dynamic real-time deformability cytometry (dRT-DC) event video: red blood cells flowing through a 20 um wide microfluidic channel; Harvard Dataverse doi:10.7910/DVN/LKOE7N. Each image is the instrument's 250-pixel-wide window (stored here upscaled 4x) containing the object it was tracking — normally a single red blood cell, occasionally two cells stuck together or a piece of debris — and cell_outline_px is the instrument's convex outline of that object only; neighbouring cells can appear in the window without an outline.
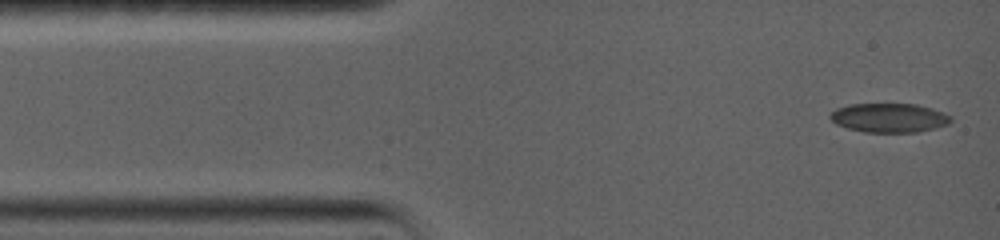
{"species": "common noctule bat (a hibernating species)", "species_latin": "Nyctalus noctula", "temperature_condition": "warm", "stored_images_in_passage": 22, "camera_frame_rate_fps": 5000, "um_per_image_px": 0.085, "animal": {"sex": "female", "body_mass_g": 19.0, "forearm_length_mm": 56.7}, "frame": {"image": 1, "passage_image": 1, "time_ms": 0.0, "image_size_px": [1000, 240], "cell_outline_px": [[952, 120], [948, 124], [936, 128], [916, 132], [864, 132], [848, 128], [836, 124], [828, 116], [836, 108], [848, 104], [916, 104], [932, 108], [944, 112], [952, 116]], "centroid_in_image_um": [75.59, 10.01], "position_along_channel_um": 9.4, "area_um2": 20.58}}
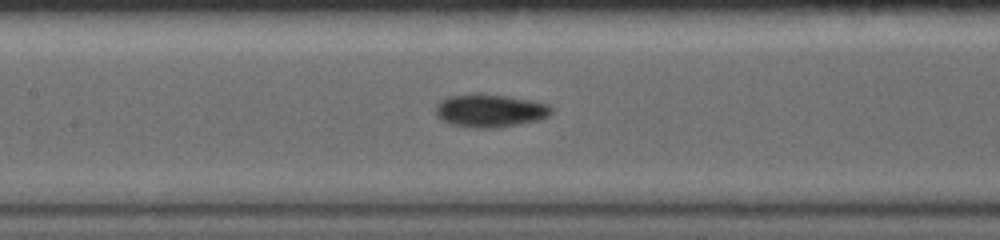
{"frame": {"image": 2, "passage_image": 13, "time_ms": 6.2, "image_size_px": [1000, 240], "cell_outline_px": [[552, 112], [548, 116], [540, 120], [520, 124], [496, 128], [472, 128], [448, 124], [440, 120], [436, 116], [436, 104], [440, 100], [448, 96], [476, 92], [484, 92], [536, 100], [548, 104], [552, 108]], "centroid_in_image_um": [41.64, 9.38], "position_along_channel_um": 165.8, "area_um2": 23.18}}
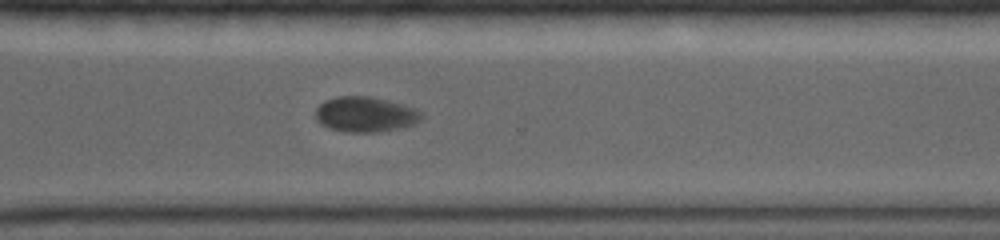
{"frame": {"image": 3, "passage_image": 22, "time_ms": 11.0, "image_size_px": [1000, 240], "cell_outline_px": [[424, 116], [420, 120], [404, 128], [380, 132], [348, 132], [332, 128], [320, 124], [316, 120], [316, 108], [324, 100], [336, 96], [368, 96], [404, 104], [416, 108]], "centroid_in_image_um": [31.07, 9.72], "position_along_channel_um": 339.5, "area_um2": 21.91}}